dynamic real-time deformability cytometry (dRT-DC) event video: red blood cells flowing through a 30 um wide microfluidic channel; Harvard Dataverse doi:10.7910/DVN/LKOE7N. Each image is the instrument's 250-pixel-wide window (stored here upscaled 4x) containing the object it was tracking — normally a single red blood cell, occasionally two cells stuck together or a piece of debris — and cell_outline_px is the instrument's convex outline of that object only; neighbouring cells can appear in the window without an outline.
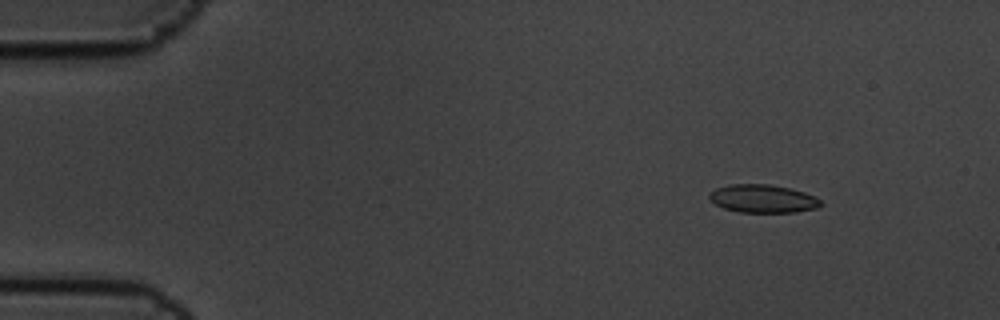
{"species": "common noctule bat (a hibernating species)", "species_latin": "Nyctalus noctula", "temperature_condition": "cold", "stored_images_in_passage": 6, "camera_frame_rate_fps": 3000, "um_per_image_px": 0.085, "animal": {"sex": "male", "body_mass_g": 19.5, "forearm_length_mm": 54.6}, "frame": {"image": 1, "passage_image": 2, "time_ms": 0.333, "image_size_px": [1000, 320], "cell_outline_px": [[824, 204], [816, 208], [796, 212], [740, 212], [724, 208], [716, 204], [708, 196], [708, 192], [716, 188], [732, 184], [768, 184], [792, 188], [804, 192], [820, 200]], "centroid_in_image_um": [64.84, 16.88], "position_along_channel_um": 20.2, "area_um2": 18.21}}